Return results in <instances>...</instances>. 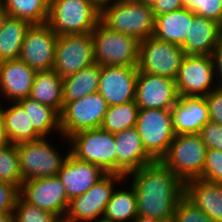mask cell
<instances>
[{
	"instance_id": "1",
	"label": "cell",
	"mask_w": 222,
	"mask_h": 222,
	"mask_svg": "<svg viewBox=\"0 0 222 222\" xmlns=\"http://www.w3.org/2000/svg\"><path fill=\"white\" fill-rule=\"evenodd\" d=\"M136 192L138 216L172 221L174 210L185 195V183L160 161L125 175ZM129 179V180H128Z\"/></svg>"
},
{
	"instance_id": "2",
	"label": "cell",
	"mask_w": 222,
	"mask_h": 222,
	"mask_svg": "<svg viewBox=\"0 0 222 222\" xmlns=\"http://www.w3.org/2000/svg\"><path fill=\"white\" fill-rule=\"evenodd\" d=\"M100 21L110 30L139 41L154 33L155 17L151 6L133 0H115L102 5Z\"/></svg>"
},
{
	"instance_id": "3",
	"label": "cell",
	"mask_w": 222,
	"mask_h": 222,
	"mask_svg": "<svg viewBox=\"0 0 222 222\" xmlns=\"http://www.w3.org/2000/svg\"><path fill=\"white\" fill-rule=\"evenodd\" d=\"M100 17L101 7L93 0H50L47 24L58 36L87 34Z\"/></svg>"
},
{
	"instance_id": "4",
	"label": "cell",
	"mask_w": 222,
	"mask_h": 222,
	"mask_svg": "<svg viewBox=\"0 0 222 222\" xmlns=\"http://www.w3.org/2000/svg\"><path fill=\"white\" fill-rule=\"evenodd\" d=\"M95 63L101 66L137 67L140 41L110 30L101 21L91 32Z\"/></svg>"
},
{
	"instance_id": "5",
	"label": "cell",
	"mask_w": 222,
	"mask_h": 222,
	"mask_svg": "<svg viewBox=\"0 0 222 222\" xmlns=\"http://www.w3.org/2000/svg\"><path fill=\"white\" fill-rule=\"evenodd\" d=\"M207 149L199 133L178 134L160 162L185 183L201 176Z\"/></svg>"
},
{
	"instance_id": "6",
	"label": "cell",
	"mask_w": 222,
	"mask_h": 222,
	"mask_svg": "<svg viewBox=\"0 0 222 222\" xmlns=\"http://www.w3.org/2000/svg\"><path fill=\"white\" fill-rule=\"evenodd\" d=\"M42 137L35 141L16 145L20 174L23 180L57 176L70 154V149L63 155L61 149L51 144L52 139ZM61 151V152H60Z\"/></svg>"
},
{
	"instance_id": "7",
	"label": "cell",
	"mask_w": 222,
	"mask_h": 222,
	"mask_svg": "<svg viewBox=\"0 0 222 222\" xmlns=\"http://www.w3.org/2000/svg\"><path fill=\"white\" fill-rule=\"evenodd\" d=\"M66 143L75 158L95 164L105 173H116L114 133L101 128L83 130L71 135Z\"/></svg>"
},
{
	"instance_id": "8",
	"label": "cell",
	"mask_w": 222,
	"mask_h": 222,
	"mask_svg": "<svg viewBox=\"0 0 222 222\" xmlns=\"http://www.w3.org/2000/svg\"><path fill=\"white\" fill-rule=\"evenodd\" d=\"M126 182L124 175L106 173L86 193L72 198L62 222H92L103 219L115 186ZM117 184V185H116Z\"/></svg>"
},
{
	"instance_id": "9",
	"label": "cell",
	"mask_w": 222,
	"mask_h": 222,
	"mask_svg": "<svg viewBox=\"0 0 222 222\" xmlns=\"http://www.w3.org/2000/svg\"><path fill=\"white\" fill-rule=\"evenodd\" d=\"M135 127L146 152L160 161L175 137L170 109H139Z\"/></svg>"
},
{
	"instance_id": "10",
	"label": "cell",
	"mask_w": 222,
	"mask_h": 222,
	"mask_svg": "<svg viewBox=\"0 0 222 222\" xmlns=\"http://www.w3.org/2000/svg\"><path fill=\"white\" fill-rule=\"evenodd\" d=\"M108 106L99 92L65 103L60 113L62 137L68 139L77 132L100 128Z\"/></svg>"
},
{
	"instance_id": "11",
	"label": "cell",
	"mask_w": 222,
	"mask_h": 222,
	"mask_svg": "<svg viewBox=\"0 0 222 222\" xmlns=\"http://www.w3.org/2000/svg\"><path fill=\"white\" fill-rule=\"evenodd\" d=\"M184 57L181 46L150 36L140 41L137 68L139 72L176 79Z\"/></svg>"
},
{
	"instance_id": "12",
	"label": "cell",
	"mask_w": 222,
	"mask_h": 222,
	"mask_svg": "<svg viewBox=\"0 0 222 222\" xmlns=\"http://www.w3.org/2000/svg\"><path fill=\"white\" fill-rule=\"evenodd\" d=\"M95 63L91 33L57 37L53 70L61 78L70 76Z\"/></svg>"
},
{
	"instance_id": "13",
	"label": "cell",
	"mask_w": 222,
	"mask_h": 222,
	"mask_svg": "<svg viewBox=\"0 0 222 222\" xmlns=\"http://www.w3.org/2000/svg\"><path fill=\"white\" fill-rule=\"evenodd\" d=\"M19 196L29 204L51 212L63 221L70 199L57 176L34 178L22 182Z\"/></svg>"
},
{
	"instance_id": "14",
	"label": "cell",
	"mask_w": 222,
	"mask_h": 222,
	"mask_svg": "<svg viewBox=\"0 0 222 222\" xmlns=\"http://www.w3.org/2000/svg\"><path fill=\"white\" fill-rule=\"evenodd\" d=\"M175 81L179 96L205 97L215 90L211 55H185Z\"/></svg>"
},
{
	"instance_id": "15",
	"label": "cell",
	"mask_w": 222,
	"mask_h": 222,
	"mask_svg": "<svg viewBox=\"0 0 222 222\" xmlns=\"http://www.w3.org/2000/svg\"><path fill=\"white\" fill-rule=\"evenodd\" d=\"M57 37L47 23L31 25L23 41L19 59L36 72L52 70Z\"/></svg>"
},
{
	"instance_id": "16",
	"label": "cell",
	"mask_w": 222,
	"mask_h": 222,
	"mask_svg": "<svg viewBox=\"0 0 222 222\" xmlns=\"http://www.w3.org/2000/svg\"><path fill=\"white\" fill-rule=\"evenodd\" d=\"M178 100L175 79L138 72L135 102L139 109H171Z\"/></svg>"
},
{
	"instance_id": "17",
	"label": "cell",
	"mask_w": 222,
	"mask_h": 222,
	"mask_svg": "<svg viewBox=\"0 0 222 222\" xmlns=\"http://www.w3.org/2000/svg\"><path fill=\"white\" fill-rule=\"evenodd\" d=\"M138 72L132 66H101L98 92L109 106L134 101Z\"/></svg>"
},
{
	"instance_id": "18",
	"label": "cell",
	"mask_w": 222,
	"mask_h": 222,
	"mask_svg": "<svg viewBox=\"0 0 222 222\" xmlns=\"http://www.w3.org/2000/svg\"><path fill=\"white\" fill-rule=\"evenodd\" d=\"M105 174L99 166L79 160L70 153L57 177L71 200L86 193Z\"/></svg>"
},
{
	"instance_id": "19",
	"label": "cell",
	"mask_w": 222,
	"mask_h": 222,
	"mask_svg": "<svg viewBox=\"0 0 222 222\" xmlns=\"http://www.w3.org/2000/svg\"><path fill=\"white\" fill-rule=\"evenodd\" d=\"M116 143V174L126 175L155 160L143 147L136 127L114 133Z\"/></svg>"
},
{
	"instance_id": "20",
	"label": "cell",
	"mask_w": 222,
	"mask_h": 222,
	"mask_svg": "<svg viewBox=\"0 0 222 222\" xmlns=\"http://www.w3.org/2000/svg\"><path fill=\"white\" fill-rule=\"evenodd\" d=\"M36 71L21 59L0 62V96L17 102L30 95Z\"/></svg>"
},
{
	"instance_id": "21",
	"label": "cell",
	"mask_w": 222,
	"mask_h": 222,
	"mask_svg": "<svg viewBox=\"0 0 222 222\" xmlns=\"http://www.w3.org/2000/svg\"><path fill=\"white\" fill-rule=\"evenodd\" d=\"M170 111L175 135L197 134L209 121V108L205 97L179 96Z\"/></svg>"
},
{
	"instance_id": "22",
	"label": "cell",
	"mask_w": 222,
	"mask_h": 222,
	"mask_svg": "<svg viewBox=\"0 0 222 222\" xmlns=\"http://www.w3.org/2000/svg\"><path fill=\"white\" fill-rule=\"evenodd\" d=\"M221 36L219 23L194 13L189 35L181 47L185 55H211Z\"/></svg>"
},
{
	"instance_id": "23",
	"label": "cell",
	"mask_w": 222,
	"mask_h": 222,
	"mask_svg": "<svg viewBox=\"0 0 222 222\" xmlns=\"http://www.w3.org/2000/svg\"><path fill=\"white\" fill-rule=\"evenodd\" d=\"M185 196L214 222H222V183L200 178L185 182Z\"/></svg>"
},
{
	"instance_id": "24",
	"label": "cell",
	"mask_w": 222,
	"mask_h": 222,
	"mask_svg": "<svg viewBox=\"0 0 222 222\" xmlns=\"http://www.w3.org/2000/svg\"><path fill=\"white\" fill-rule=\"evenodd\" d=\"M194 13L181 8L169 13L155 16L153 36L159 40L182 46L189 35Z\"/></svg>"
},
{
	"instance_id": "25",
	"label": "cell",
	"mask_w": 222,
	"mask_h": 222,
	"mask_svg": "<svg viewBox=\"0 0 222 222\" xmlns=\"http://www.w3.org/2000/svg\"><path fill=\"white\" fill-rule=\"evenodd\" d=\"M29 97L60 114L63 108V78L53 69L37 71Z\"/></svg>"
},
{
	"instance_id": "26",
	"label": "cell",
	"mask_w": 222,
	"mask_h": 222,
	"mask_svg": "<svg viewBox=\"0 0 222 222\" xmlns=\"http://www.w3.org/2000/svg\"><path fill=\"white\" fill-rule=\"evenodd\" d=\"M9 103L10 106L2 104L8 142L17 145L41 139L22 106L18 102Z\"/></svg>"
},
{
	"instance_id": "27",
	"label": "cell",
	"mask_w": 222,
	"mask_h": 222,
	"mask_svg": "<svg viewBox=\"0 0 222 222\" xmlns=\"http://www.w3.org/2000/svg\"><path fill=\"white\" fill-rule=\"evenodd\" d=\"M17 102L27 113L35 131L41 137L51 138L50 133H57L61 136L60 139H63V142L66 140V138L62 137L60 129V114L55 109L30 97L20 99Z\"/></svg>"
},
{
	"instance_id": "28",
	"label": "cell",
	"mask_w": 222,
	"mask_h": 222,
	"mask_svg": "<svg viewBox=\"0 0 222 222\" xmlns=\"http://www.w3.org/2000/svg\"><path fill=\"white\" fill-rule=\"evenodd\" d=\"M101 65L93 63L63 78V105L98 92Z\"/></svg>"
},
{
	"instance_id": "29",
	"label": "cell",
	"mask_w": 222,
	"mask_h": 222,
	"mask_svg": "<svg viewBox=\"0 0 222 222\" xmlns=\"http://www.w3.org/2000/svg\"><path fill=\"white\" fill-rule=\"evenodd\" d=\"M120 182V188L116 186L111 199L106 205L103 219L111 222H133L137 216V199L136 192L132 185L125 189ZM119 188V189H118Z\"/></svg>"
},
{
	"instance_id": "30",
	"label": "cell",
	"mask_w": 222,
	"mask_h": 222,
	"mask_svg": "<svg viewBox=\"0 0 222 222\" xmlns=\"http://www.w3.org/2000/svg\"><path fill=\"white\" fill-rule=\"evenodd\" d=\"M31 23L8 16L0 30V62L18 59L21 47Z\"/></svg>"
},
{
	"instance_id": "31",
	"label": "cell",
	"mask_w": 222,
	"mask_h": 222,
	"mask_svg": "<svg viewBox=\"0 0 222 222\" xmlns=\"http://www.w3.org/2000/svg\"><path fill=\"white\" fill-rule=\"evenodd\" d=\"M2 7L10 17L24 19L33 24L48 21L50 0H5Z\"/></svg>"
},
{
	"instance_id": "32",
	"label": "cell",
	"mask_w": 222,
	"mask_h": 222,
	"mask_svg": "<svg viewBox=\"0 0 222 222\" xmlns=\"http://www.w3.org/2000/svg\"><path fill=\"white\" fill-rule=\"evenodd\" d=\"M139 107L135 100L121 105L108 106L101 129L110 133L124 131L136 126Z\"/></svg>"
},
{
	"instance_id": "33",
	"label": "cell",
	"mask_w": 222,
	"mask_h": 222,
	"mask_svg": "<svg viewBox=\"0 0 222 222\" xmlns=\"http://www.w3.org/2000/svg\"><path fill=\"white\" fill-rule=\"evenodd\" d=\"M0 181L15 185L18 189L24 181L20 174L17 147L10 142L0 143Z\"/></svg>"
},
{
	"instance_id": "34",
	"label": "cell",
	"mask_w": 222,
	"mask_h": 222,
	"mask_svg": "<svg viewBox=\"0 0 222 222\" xmlns=\"http://www.w3.org/2000/svg\"><path fill=\"white\" fill-rule=\"evenodd\" d=\"M13 217L14 222H62L56 215L27 203L20 196L13 209Z\"/></svg>"
},
{
	"instance_id": "35",
	"label": "cell",
	"mask_w": 222,
	"mask_h": 222,
	"mask_svg": "<svg viewBox=\"0 0 222 222\" xmlns=\"http://www.w3.org/2000/svg\"><path fill=\"white\" fill-rule=\"evenodd\" d=\"M184 8L196 15L222 22V0H183Z\"/></svg>"
},
{
	"instance_id": "36",
	"label": "cell",
	"mask_w": 222,
	"mask_h": 222,
	"mask_svg": "<svg viewBox=\"0 0 222 222\" xmlns=\"http://www.w3.org/2000/svg\"><path fill=\"white\" fill-rule=\"evenodd\" d=\"M171 222H214L185 195L174 210Z\"/></svg>"
},
{
	"instance_id": "37",
	"label": "cell",
	"mask_w": 222,
	"mask_h": 222,
	"mask_svg": "<svg viewBox=\"0 0 222 222\" xmlns=\"http://www.w3.org/2000/svg\"><path fill=\"white\" fill-rule=\"evenodd\" d=\"M199 178L213 183H222V151L207 149L205 165Z\"/></svg>"
},
{
	"instance_id": "38",
	"label": "cell",
	"mask_w": 222,
	"mask_h": 222,
	"mask_svg": "<svg viewBox=\"0 0 222 222\" xmlns=\"http://www.w3.org/2000/svg\"><path fill=\"white\" fill-rule=\"evenodd\" d=\"M207 148L222 151V125L209 120L199 132Z\"/></svg>"
},
{
	"instance_id": "39",
	"label": "cell",
	"mask_w": 222,
	"mask_h": 222,
	"mask_svg": "<svg viewBox=\"0 0 222 222\" xmlns=\"http://www.w3.org/2000/svg\"><path fill=\"white\" fill-rule=\"evenodd\" d=\"M19 189L10 183L0 181V212L13 213Z\"/></svg>"
},
{
	"instance_id": "40",
	"label": "cell",
	"mask_w": 222,
	"mask_h": 222,
	"mask_svg": "<svg viewBox=\"0 0 222 222\" xmlns=\"http://www.w3.org/2000/svg\"><path fill=\"white\" fill-rule=\"evenodd\" d=\"M209 108V120L222 125V89L216 88L205 96Z\"/></svg>"
},
{
	"instance_id": "41",
	"label": "cell",
	"mask_w": 222,
	"mask_h": 222,
	"mask_svg": "<svg viewBox=\"0 0 222 222\" xmlns=\"http://www.w3.org/2000/svg\"><path fill=\"white\" fill-rule=\"evenodd\" d=\"M183 0H155L151 6L154 17L183 8Z\"/></svg>"
},
{
	"instance_id": "42",
	"label": "cell",
	"mask_w": 222,
	"mask_h": 222,
	"mask_svg": "<svg viewBox=\"0 0 222 222\" xmlns=\"http://www.w3.org/2000/svg\"><path fill=\"white\" fill-rule=\"evenodd\" d=\"M211 57L214 65L215 82L218 80V83L216 82L217 88L222 89V36L219 38Z\"/></svg>"
},
{
	"instance_id": "43",
	"label": "cell",
	"mask_w": 222,
	"mask_h": 222,
	"mask_svg": "<svg viewBox=\"0 0 222 222\" xmlns=\"http://www.w3.org/2000/svg\"><path fill=\"white\" fill-rule=\"evenodd\" d=\"M1 102V101H0ZM8 142L7 133L5 129V121L2 110V103H0V143Z\"/></svg>"
},
{
	"instance_id": "44",
	"label": "cell",
	"mask_w": 222,
	"mask_h": 222,
	"mask_svg": "<svg viewBox=\"0 0 222 222\" xmlns=\"http://www.w3.org/2000/svg\"><path fill=\"white\" fill-rule=\"evenodd\" d=\"M133 222H171L166 220H161L157 218H150L144 216H137V218Z\"/></svg>"
},
{
	"instance_id": "45",
	"label": "cell",
	"mask_w": 222,
	"mask_h": 222,
	"mask_svg": "<svg viewBox=\"0 0 222 222\" xmlns=\"http://www.w3.org/2000/svg\"><path fill=\"white\" fill-rule=\"evenodd\" d=\"M0 222H14L13 213L0 212Z\"/></svg>"
},
{
	"instance_id": "46",
	"label": "cell",
	"mask_w": 222,
	"mask_h": 222,
	"mask_svg": "<svg viewBox=\"0 0 222 222\" xmlns=\"http://www.w3.org/2000/svg\"><path fill=\"white\" fill-rule=\"evenodd\" d=\"M9 15L7 12L4 10L2 5H0V30L3 28L4 22L7 19Z\"/></svg>"
},
{
	"instance_id": "47",
	"label": "cell",
	"mask_w": 222,
	"mask_h": 222,
	"mask_svg": "<svg viewBox=\"0 0 222 222\" xmlns=\"http://www.w3.org/2000/svg\"><path fill=\"white\" fill-rule=\"evenodd\" d=\"M133 1L152 6L155 0H133Z\"/></svg>"
},
{
	"instance_id": "48",
	"label": "cell",
	"mask_w": 222,
	"mask_h": 222,
	"mask_svg": "<svg viewBox=\"0 0 222 222\" xmlns=\"http://www.w3.org/2000/svg\"><path fill=\"white\" fill-rule=\"evenodd\" d=\"M94 2H96L100 7L108 2H113L115 0H93Z\"/></svg>"
},
{
	"instance_id": "49",
	"label": "cell",
	"mask_w": 222,
	"mask_h": 222,
	"mask_svg": "<svg viewBox=\"0 0 222 222\" xmlns=\"http://www.w3.org/2000/svg\"><path fill=\"white\" fill-rule=\"evenodd\" d=\"M92 222H111V221H107L105 219H99V220H95V221H92Z\"/></svg>"
},
{
	"instance_id": "50",
	"label": "cell",
	"mask_w": 222,
	"mask_h": 222,
	"mask_svg": "<svg viewBox=\"0 0 222 222\" xmlns=\"http://www.w3.org/2000/svg\"><path fill=\"white\" fill-rule=\"evenodd\" d=\"M4 1H5V0H0V5H2Z\"/></svg>"
}]
</instances>
